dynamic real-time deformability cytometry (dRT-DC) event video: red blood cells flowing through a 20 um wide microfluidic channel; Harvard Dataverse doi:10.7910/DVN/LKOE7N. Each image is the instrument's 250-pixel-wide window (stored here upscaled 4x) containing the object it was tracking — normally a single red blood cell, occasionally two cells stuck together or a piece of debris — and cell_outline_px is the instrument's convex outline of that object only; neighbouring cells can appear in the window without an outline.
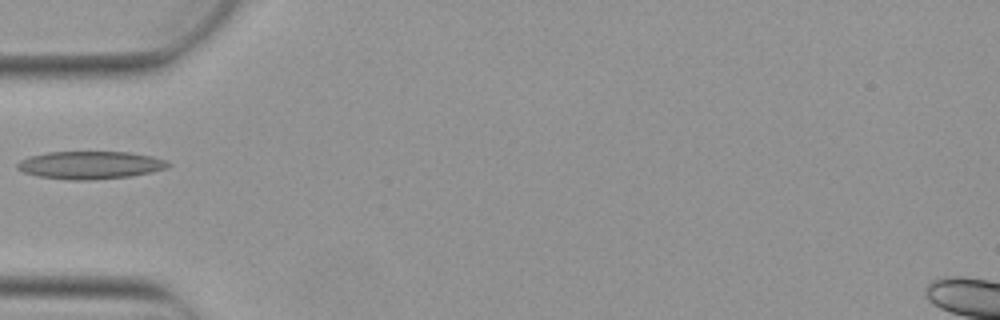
{"species": "Egyptian fruit bat (a non-hibernating species)", "species_latin": "Rousettus aegyptiacus", "temperature_condition": "warm", "stored_images_in_passage": 2, "camera_frame_rate_fps": 3000, "um_per_image_px": 0.085, "animal": {"sex": "female"}, "frame": {"image": 1, "passage_image": 1, "time_ms": 0.0, "image_size_px": [1000, 320], "cell_outline_px": [[172, 164], [168, 168], [152, 172], [132, 176], [92, 180], [68, 180], [36, 176], [24, 172], [16, 168], [16, 164], [20, 160], [28, 156], [48, 152], [128, 152], [152, 156], [168, 160]], "centroid_in_image_um": [7.69, 14.03], "position_along_channel_um": 77.3, "area_um2": 24.74}}
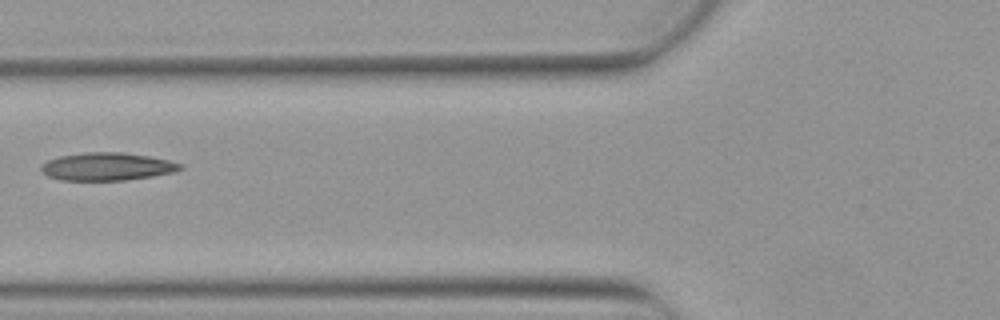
{"frame": {"image": 2, "passage_image": 2, "time_ms": 0.333, "image_size_px": [1000, 320], "cell_outline_px": [[184, 168], [176, 172], [152, 176], [124, 180], [60, 180], [48, 176], [40, 172], [40, 164], [48, 160], [60, 156], [84, 152], [124, 152], [148, 156], [168, 160], [184, 164]], "centroid_in_image_um": [9.1, 14.15], "position_along_channel_um": 116.7, "area_um2": 22.77}}